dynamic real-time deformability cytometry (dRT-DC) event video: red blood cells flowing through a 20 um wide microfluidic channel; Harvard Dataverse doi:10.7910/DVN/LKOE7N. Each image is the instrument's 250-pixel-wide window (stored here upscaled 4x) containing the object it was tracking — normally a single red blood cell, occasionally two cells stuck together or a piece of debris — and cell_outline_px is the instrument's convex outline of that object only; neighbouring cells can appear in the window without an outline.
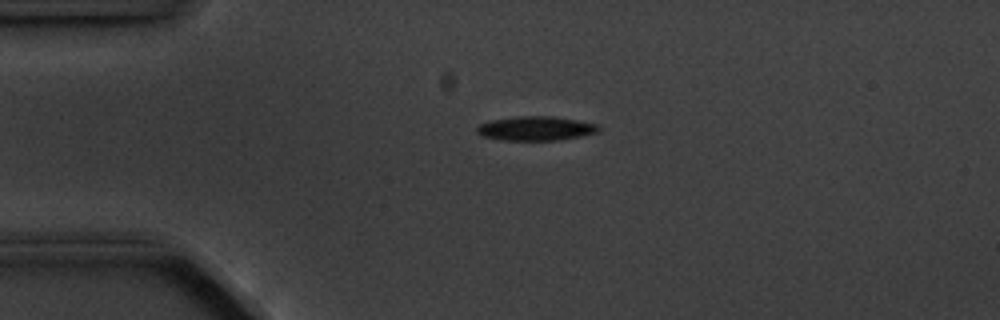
{"species": "common noctule bat (a hibernating species)", "species_latin": "Nyctalus noctula", "temperature_condition": "cold", "stored_images_in_passage": 5, "camera_frame_rate_fps": 3000, "um_per_image_px": 0.085, "animal": {"sex": "male", "body_mass_g": 20.1, "forearm_length_mm": 53.5}, "frame": {"image": 1, "passage_image": 5, "time_ms": 4.667, "image_size_px": [1000, 320], "cell_outline_px": [[600, 132], [560, 140], [500, 140], [484, 136], [476, 132], [476, 128], [480, 124], [492, 120], [516, 116], [552, 116], [600, 124]], "centroid_in_image_um": [45.58, 10.91], "position_along_channel_um": 39.4, "area_um2": 17.22}}